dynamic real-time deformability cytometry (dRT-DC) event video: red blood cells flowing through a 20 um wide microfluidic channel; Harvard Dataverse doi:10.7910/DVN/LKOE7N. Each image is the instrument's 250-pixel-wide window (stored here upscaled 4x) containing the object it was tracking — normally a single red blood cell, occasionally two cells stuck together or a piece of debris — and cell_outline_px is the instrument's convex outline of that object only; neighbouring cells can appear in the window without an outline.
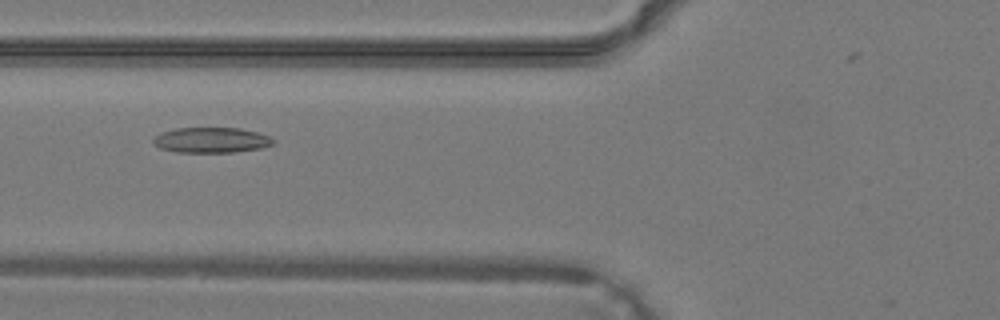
{"species": "common noctule bat (a hibernating species)", "species_latin": "Nyctalus noctula", "temperature_condition": "warm", "stored_images_in_passage": 37, "camera_frame_rate_fps": 3000, "um_per_image_px": 0.085, "animal": {"sex": "male", "body_mass_g": 19.2, "forearm_length_mm": 51.8}, "frame": {"image": 1, "passage_image": 17, "time_ms": 5.333, "image_size_px": [1000, 320], "cell_outline_px": [[276, 144], [260, 148], [236, 152], [176, 152], [160, 148], [152, 140], [160, 132], [176, 128], [240, 128], [256, 132], [268, 136], [276, 140]], "centroid_in_image_um": [17.99, 11.91], "position_along_channel_um": 107.8, "area_um2": 17.74}}
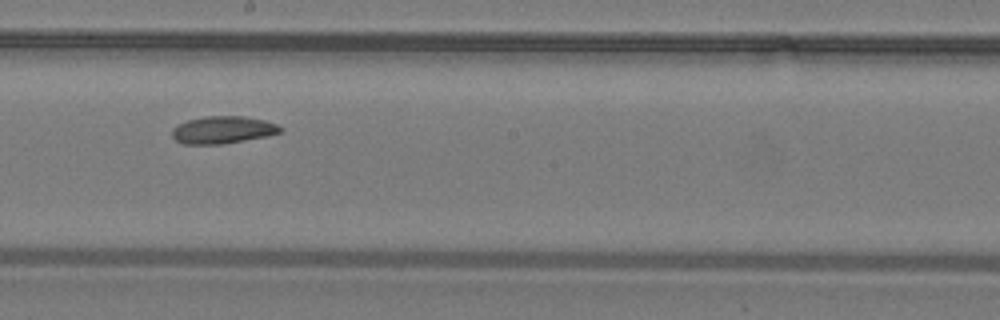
{"frame": {"image": 2, "passage_image": 24, "time_ms": 7.667, "image_size_px": [1000, 320], "cell_outline_px": [[284, 128], [280, 132], [268, 136], [220, 144], [184, 144], [176, 140], [172, 136], [172, 128], [188, 120], [204, 116], [244, 116], [264, 120], [276, 124]], "centroid_in_image_um": [18.95, 11.03], "position_along_channel_um": 229.3, "area_um2": 17.17}}
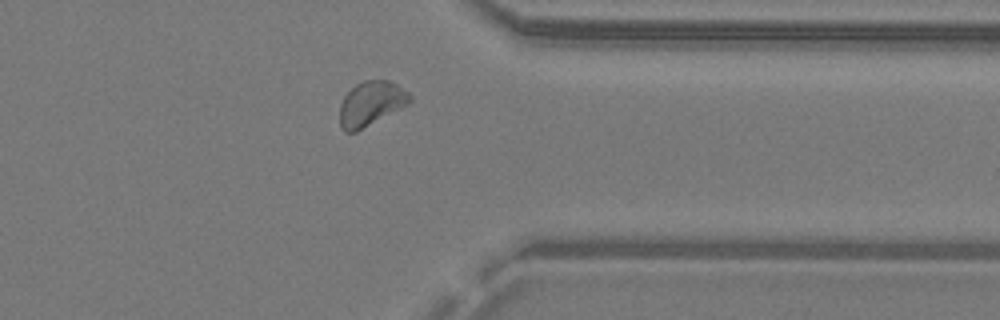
{"frame": {"image": 3, "passage_image": 33, "time_ms": 10.667, "image_size_px": [1000, 320], "cell_outline_px": [[412, 100], [408, 104], [356, 132], [344, 132], [340, 128], [340, 104], [344, 96], [356, 84], [364, 80], [388, 80], [396, 84], [408, 92], [412, 96]], "centroid_in_image_um": [31.52, 8.81], "position_along_channel_um": 379.9, "area_um2": 18.09}}